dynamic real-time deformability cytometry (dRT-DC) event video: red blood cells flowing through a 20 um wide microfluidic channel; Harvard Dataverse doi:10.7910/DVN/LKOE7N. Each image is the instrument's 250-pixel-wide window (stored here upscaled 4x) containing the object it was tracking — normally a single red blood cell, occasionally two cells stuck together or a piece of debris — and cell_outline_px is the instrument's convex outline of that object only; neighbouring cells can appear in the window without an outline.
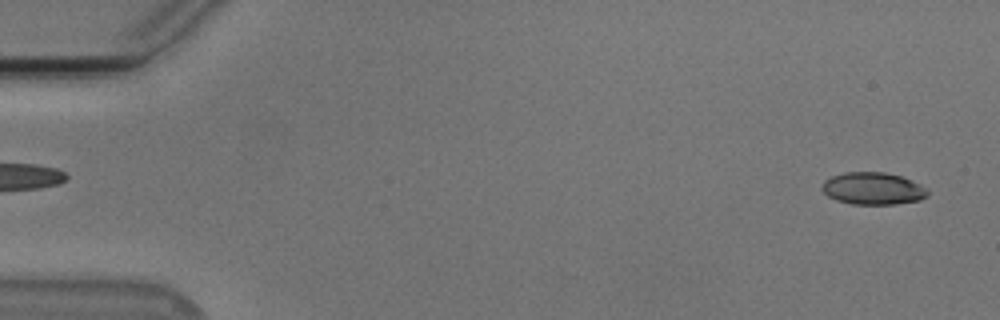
{"species": "Egyptian fruit bat (a non-hibernating species)", "species_latin": "Rousettus aegyptiacus", "temperature_condition": "cold", "stored_images_in_passage": 54, "camera_frame_rate_fps": 3000, "um_per_image_px": 0.085, "animal": {"sex": "male"}, "frame": {"image": 1, "passage_image": 3, "time_ms": 0.667, "image_size_px": [1000, 320], "cell_outline_px": [[928, 196], [920, 200], [896, 204], [852, 204], [836, 200], [828, 196], [820, 188], [824, 180], [832, 176], [844, 172], [884, 172], [900, 176], [912, 180], [920, 184], [928, 192]], "centroid_in_image_um": [74.18, 16.02], "position_along_channel_um": 10.8, "area_um2": 19.88}}
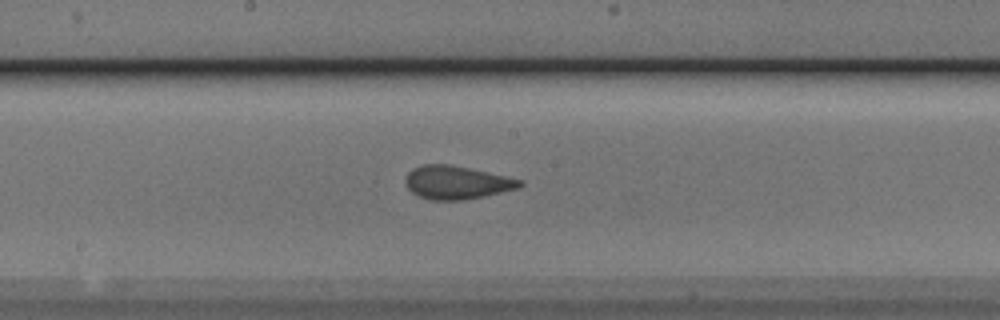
{"frame": {"image": 2, "passage_image": 29, "time_ms": 9.333, "image_size_px": [1000, 320], "cell_outline_px": [[524, 184], [520, 188], [484, 196], [464, 200], [432, 200], [420, 196], [412, 192], [408, 188], [404, 180], [408, 172], [412, 168], [420, 164], [452, 164], [524, 180]], "centroid_in_image_um": [38.83, 15.5], "position_along_channel_um": 209.4, "area_um2": 22.37}}
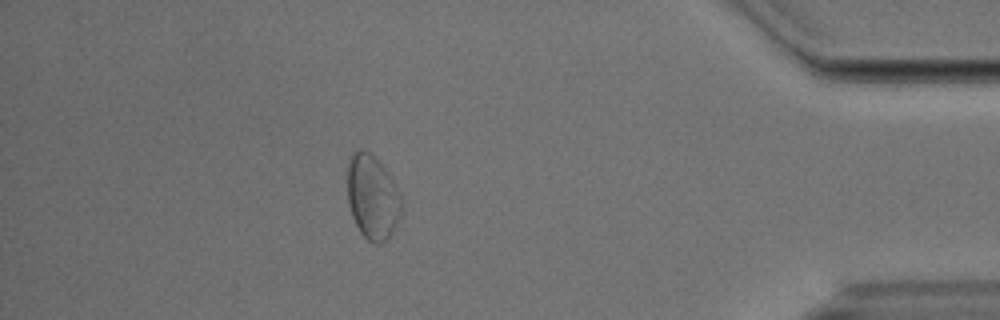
{"frame": {"image": 3, "passage_image": 48, "time_ms": 15.667, "image_size_px": [1000, 320], "cell_outline_px": [[404, 200], [400, 216], [388, 240], [380, 244], [376, 244], [368, 240], [360, 232], [352, 216], [348, 200], [348, 156], [356, 148], [360, 148], [368, 152], [388, 172]], "centroid_in_image_um": [31.67, 16.76], "position_along_channel_um": 403.5, "area_um2": 26.76}, "authors_computed_cell_mechanics": {"area_um2": 21.9351, "velocity_mm_per_s": 3.7653, "shape_relaxation_time_tau1_ms": 3.4008, "shape_relaxation_time_tau2_ms": 1.4288, "deformation_change_tau1": 0.1137, "deformation_change_tau2": 0.0954}}